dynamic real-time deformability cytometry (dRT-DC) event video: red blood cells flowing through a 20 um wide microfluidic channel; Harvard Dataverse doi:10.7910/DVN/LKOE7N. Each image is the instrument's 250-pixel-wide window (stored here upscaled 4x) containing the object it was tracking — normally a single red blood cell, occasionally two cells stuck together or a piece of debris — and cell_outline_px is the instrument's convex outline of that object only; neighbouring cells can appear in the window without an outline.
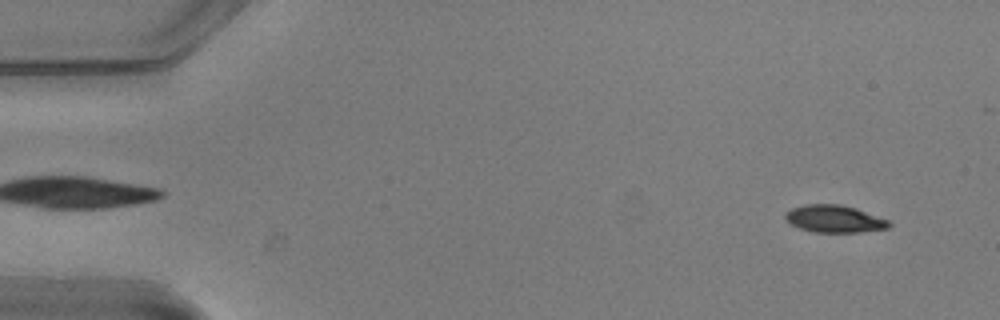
{"species": "common noctule bat (a hibernating species)", "species_latin": "Nyctalus noctula", "temperature_condition": "warm", "stored_images_in_passage": 48, "camera_frame_rate_fps": 3000, "um_per_image_px": 0.085, "animal": {"sex": "male", "body_mass_g": 20.5, "forearm_length_mm": 52.5}, "frame": {"image": 1, "passage_image": 3, "time_ms": 0.667, "image_size_px": [1000, 320], "cell_outline_px": [[892, 224], [888, 228], [860, 232], [812, 232], [800, 228], [784, 220], [784, 212], [792, 208], [804, 204], [840, 204], [856, 208], [888, 220]], "centroid_in_image_um": [70.89, 18.6], "position_along_channel_um": 14.1, "area_um2": 16.59}}
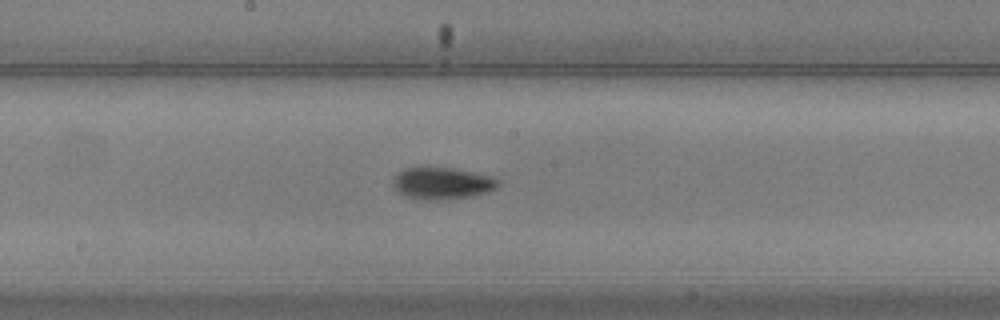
{"frame": {"image": 2, "passage_image": 28, "time_ms": 9.0, "image_size_px": [1000, 320], "cell_outline_px": [[500, 184], [496, 188], [488, 192], [472, 196], [440, 200], [428, 200], [408, 196], [400, 192], [392, 184], [396, 176], [404, 168], [420, 164], [428, 164], [452, 168], [492, 176], [500, 180]], "centroid_in_image_um": [37.6, 15.52], "position_along_channel_um": 210.6, "area_um2": 20.0}}
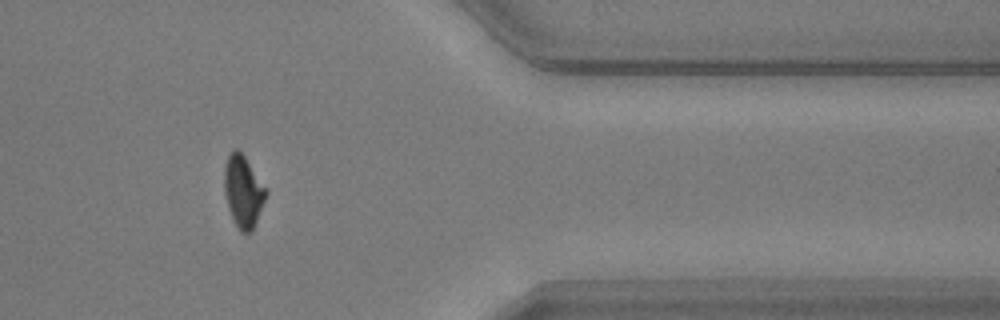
{"frame": {"image": 3, "passage_image": 44, "time_ms": 14.333, "image_size_px": [1000, 320], "cell_outline_px": [[268, 192], [256, 220], [252, 228], [248, 232], [240, 232], [228, 208], [224, 192], [224, 164], [228, 156], [236, 148], [244, 156], [268, 188]], "centroid_in_image_um": [20.67, 16.23], "position_along_channel_um": 390.7, "area_um2": 17.22}}